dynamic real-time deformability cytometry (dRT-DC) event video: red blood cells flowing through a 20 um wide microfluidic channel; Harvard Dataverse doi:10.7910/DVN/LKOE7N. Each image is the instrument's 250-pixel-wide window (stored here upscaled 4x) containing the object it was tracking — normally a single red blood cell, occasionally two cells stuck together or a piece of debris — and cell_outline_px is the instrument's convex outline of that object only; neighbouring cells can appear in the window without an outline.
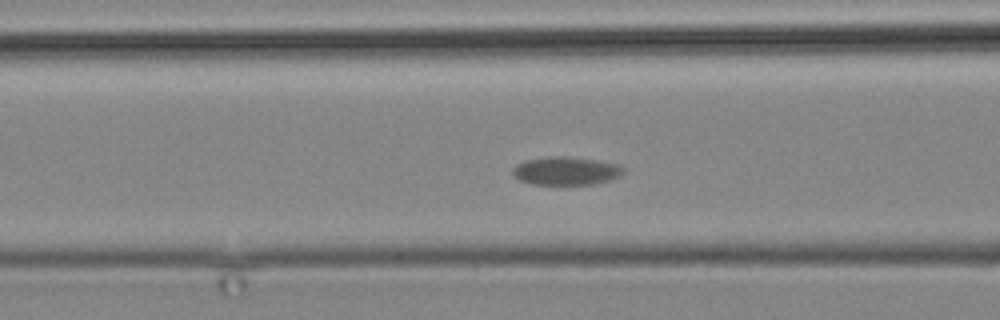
{"species": "common noctule bat (a hibernating species)", "species_latin": "Nyctalus noctula", "temperature_condition": "cold", "stored_images_in_passage": 4, "segment_of_instrument_passage": [2, 2], "camera_frame_rate_fps": 3000, "um_per_image_px": 0.085, "animal": {"sex": "male", "body_mass_g": 19.2, "forearm_length_mm": 51.8}, "frame": {"image": 1, "passage_image": 4, "time_ms": 3.667, "image_size_px": [1000, 320], "cell_outline_px": [[624, 172], [620, 176], [608, 180], [592, 184], [532, 184], [520, 180], [512, 172], [512, 168], [516, 164], [524, 160], [556, 156], [564, 156], [596, 160], [620, 164], [624, 168]], "centroid_in_image_um": [48.12, 14.52], "position_along_channel_um": 118.5, "area_um2": 18.09}}